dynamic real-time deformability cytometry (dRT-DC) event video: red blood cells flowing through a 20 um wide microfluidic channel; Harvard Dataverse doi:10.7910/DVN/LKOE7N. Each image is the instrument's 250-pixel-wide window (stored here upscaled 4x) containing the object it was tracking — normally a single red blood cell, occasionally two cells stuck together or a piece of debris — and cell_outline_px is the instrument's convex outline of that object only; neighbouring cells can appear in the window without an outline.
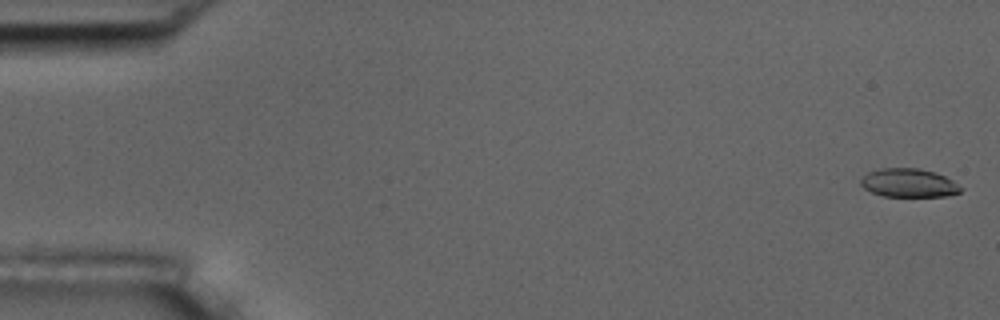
{"species": "common noctule bat (a hibernating species)", "species_latin": "Nyctalus noctula", "temperature_condition": "room temperature", "stored_images_in_passage": 8, "camera_frame_rate_fps": 3000, "um_per_image_px": 0.085, "animal": {"sex": "male", "body_mass_g": 17.5, "forearm_length_mm": 52.3}, "frame": {"image": 1, "passage_image": 1, "time_ms": 0.0, "image_size_px": [1000, 320], "cell_outline_px": [[964, 188], [960, 192], [948, 196], [884, 196], [872, 192], [864, 188], [860, 184], [860, 180], [868, 172], [880, 168], [920, 168], [936, 172], [952, 180]], "centroid_in_image_um": [77.26, 15.54], "position_along_channel_um": 7.7, "area_um2": 16.7}}
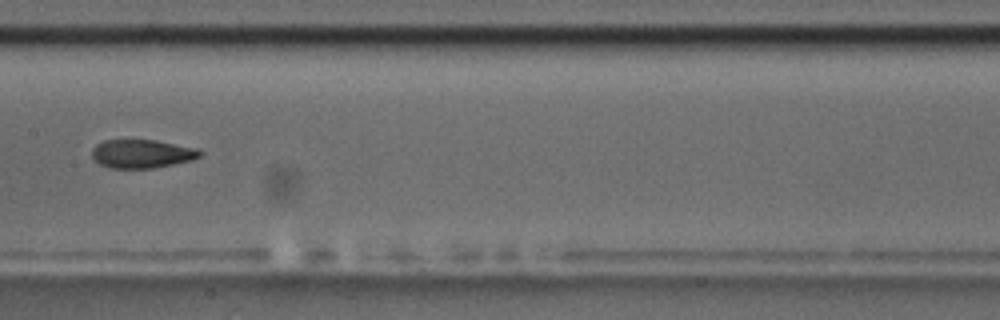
{"frame": {"image": 2, "passage_image": 8, "time_ms": 9.0, "image_size_px": [1000, 320], "cell_outline_px": [[204, 152], [200, 156], [192, 160], [152, 168], [108, 168], [92, 160], [92, 148], [96, 144], [104, 140], [156, 140], [200, 148]], "centroid_in_image_um": [12.07, 13.06], "position_along_channel_um": 195.3, "area_um2": 18.21}}